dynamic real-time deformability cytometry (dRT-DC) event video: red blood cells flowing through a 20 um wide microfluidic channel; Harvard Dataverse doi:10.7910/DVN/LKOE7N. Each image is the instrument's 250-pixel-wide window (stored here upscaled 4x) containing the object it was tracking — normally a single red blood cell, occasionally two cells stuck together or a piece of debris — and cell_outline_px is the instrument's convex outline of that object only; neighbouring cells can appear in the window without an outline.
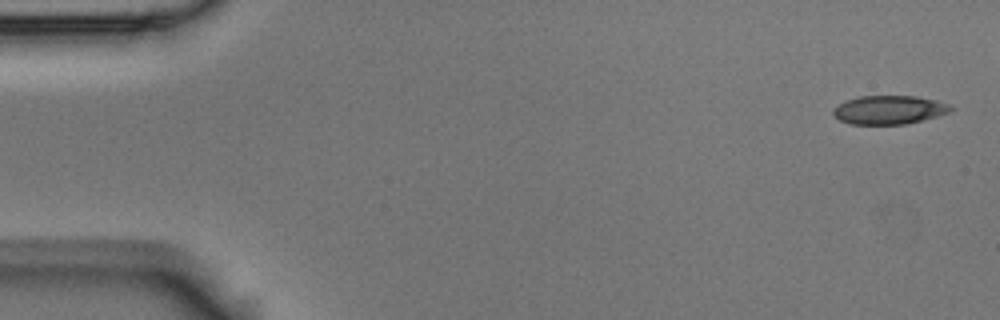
{"species": "Egyptian fruit bat (a non-hibernating species)", "species_latin": "Rousettus aegyptiacus", "temperature_condition": "room temperature", "stored_images_in_passage": 5, "camera_frame_rate_fps": 3000, "um_per_image_px": 0.085, "animal": {"sex": "male"}, "frame": {"image": 1, "passage_image": 1, "time_ms": 0.0, "image_size_px": [1000, 320], "cell_outline_px": [[956, 108], [948, 112], [936, 116], [904, 124], [852, 124], [840, 120], [832, 116], [832, 108], [856, 96], [916, 96], [936, 100], [948, 104]], "centroid_in_image_um": [75.55, 9.33], "position_along_channel_um": 9.5, "area_um2": 19.54}}